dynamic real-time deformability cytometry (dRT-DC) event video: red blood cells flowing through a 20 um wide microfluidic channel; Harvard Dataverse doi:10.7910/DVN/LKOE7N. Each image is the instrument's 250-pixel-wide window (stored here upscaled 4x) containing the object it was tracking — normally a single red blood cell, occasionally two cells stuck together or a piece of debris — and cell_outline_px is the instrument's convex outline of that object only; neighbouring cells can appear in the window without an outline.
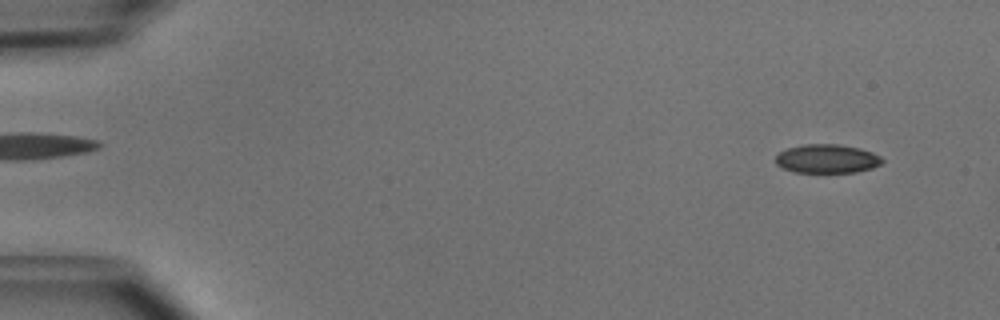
{"species": "common noctule bat (a hibernating species)", "species_latin": "Nyctalus noctula", "temperature_condition": "cold", "stored_images_in_passage": 50, "camera_frame_rate_fps": 3000, "um_per_image_px": 0.085, "animal": {"sex": "male", "body_mass_g": 15.6}, "frame": {"image": 1, "passage_image": 3, "time_ms": 0.667, "image_size_px": [1000, 320], "cell_outline_px": [[884, 160], [880, 164], [872, 168], [856, 172], [796, 172], [784, 168], [776, 164], [776, 156], [780, 152], [788, 148], [804, 144], [836, 144], [860, 148], [872, 152], [880, 156]], "centroid_in_image_um": [70.31, 13.49], "position_along_channel_um": 14.7, "area_um2": 17.74}}
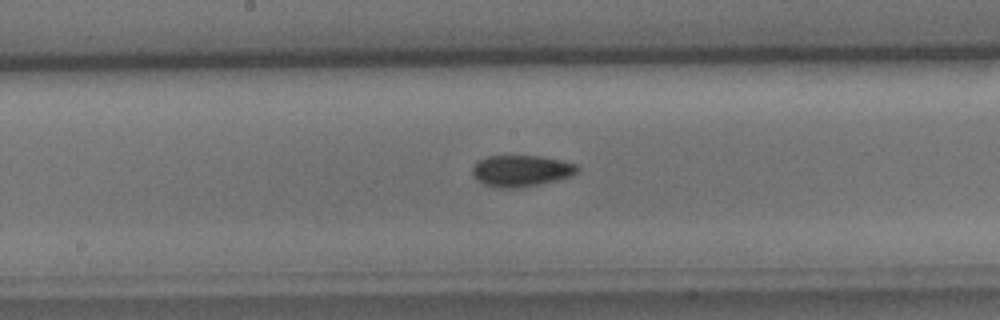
{"frame": {"image": 2, "passage_image": 26, "time_ms": 8.333, "image_size_px": [1000, 320], "cell_outline_px": [[580, 168], [572, 176], [540, 184], [520, 188], [496, 188], [484, 184], [476, 180], [472, 176], [472, 168], [480, 160], [488, 156], [540, 156], [576, 164]], "centroid_in_image_um": [44.28, 14.54], "position_along_channel_um": 203.9, "area_um2": 19.19}}
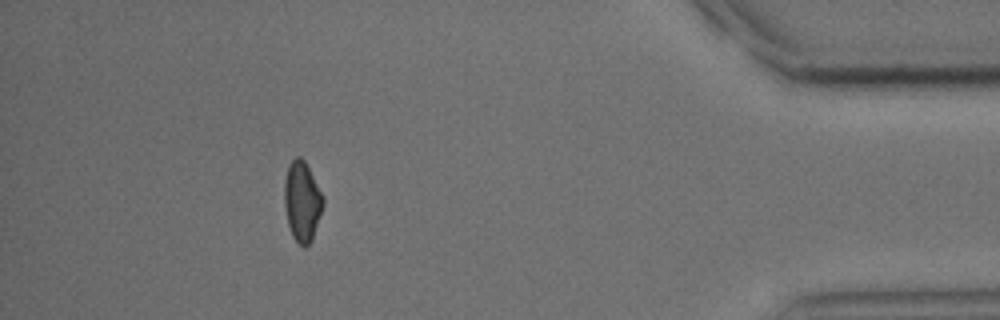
{"frame": {"image": 3, "passage_image": 45, "time_ms": 14.667, "image_size_px": [1000, 320], "cell_outline_px": [[324, 204], [312, 240], [304, 248], [292, 236], [288, 224], [284, 204], [284, 180], [288, 164], [296, 156], [300, 156], [304, 160], [324, 196]], "centroid_in_image_um": [25.67, 17.1], "position_along_channel_um": 409.5, "area_um2": 18.15}, "authors_computed_cell_mechanics": {"area_um2": 18.6116, "velocity_mm_per_s": 3.9987, "shape_relaxation_time_tau1_ms": 3.6913, "shape_relaxation_time_tau2_ms": null, "deformation_change_tau1": 0.0817, "deformation_change_tau2": null}}